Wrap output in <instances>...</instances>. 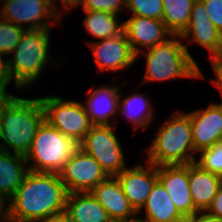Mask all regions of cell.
<instances>
[{
    "label": "cell",
    "mask_w": 222,
    "mask_h": 222,
    "mask_svg": "<svg viewBox=\"0 0 222 222\" xmlns=\"http://www.w3.org/2000/svg\"><path fill=\"white\" fill-rule=\"evenodd\" d=\"M61 1V4L64 6V8L66 7L65 10L70 9V8H74V6L80 1V0H59ZM55 2H57L55 0ZM70 7V8H69Z\"/></svg>",
    "instance_id": "obj_38"
},
{
    "label": "cell",
    "mask_w": 222,
    "mask_h": 222,
    "mask_svg": "<svg viewBox=\"0 0 222 222\" xmlns=\"http://www.w3.org/2000/svg\"><path fill=\"white\" fill-rule=\"evenodd\" d=\"M185 222H222V220L208 214L206 211H204V213L199 211L194 216L185 218Z\"/></svg>",
    "instance_id": "obj_32"
},
{
    "label": "cell",
    "mask_w": 222,
    "mask_h": 222,
    "mask_svg": "<svg viewBox=\"0 0 222 222\" xmlns=\"http://www.w3.org/2000/svg\"><path fill=\"white\" fill-rule=\"evenodd\" d=\"M25 30H27L26 27L2 20L0 22V55L12 54Z\"/></svg>",
    "instance_id": "obj_26"
},
{
    "label": "cell",
    "mask_w": 222,
    "mask_h": 222,
    "mask_svg": "<svg viewBox=\"0 0 222 222\" xmlns=\"http://www.w3.org/2000/svg\"><path fill=\"white\" fill-rule=\"evenodd\" d=\"M199 152L200 159L195 163L202 169L222 177V141Z\"/></svg>",
    "instance_id": "obj_27"
},
{
    "label": "cell",
    "mask_w": 222,
    "mask_h": 222,
    "mask_svg": "<svg viewBox=\"0 0 222 222\" xmlns=\"http://www.w3.org/2000/svg\"><path fill=\"white\" fill-rule=\"evenodd\" d=\"M4 202L0 199V216H1V218H3V219H1L2 220V222H6V209H4V208H6L5 206H4Z\"/></svg>",
    "instance_id": "obj_39"
},
{
    "label": "cell",
    "mask_w": 222,
    "mask_h": 222,
    "mask_svg": "<svg viewBox=\"0 0 222 222\" xmlns=\"http://www.w3.org/2000/svg\"><path fill=\"white\" fill-rule=\"evenodd\" d=\"M112 127L93 125L79 143V147L92 156L108 176H116L126 168L120 143Z\"/></svg>",
    "instance_id": "obj_8"
},
{
    "label": "cell",
    "mask_w": 222,
    "mask_h": 222,
    "mask_svg": "<svg viewBox=\"0 0 222 222\" xmlns=\"http://www.w3.org/2000/svg\"><path fill=\"white\" fill-rule=\"evenodd\" d=\"M157 176L175 208L184 218L192 217L199 212L194 206L190 192L188 164L158 166Z\"/></svg>",
    "instance_id": "obj_11"
},
{
    "label": "cell",
    "mask_w": 222,
    "mask_h": 222,
    "mask_svg": "<svg viewBox=\"0 0 222 222\" xmlns=\"http://www.w3.org/2000/svg\"><path fill=\"white\" fill-rule=\"evenodd\" d=\"M124 32L136 57L142 53L138 46L153 47L166 42L167 36L173 34L167 29L165 23L159 19L142 16H132L123 22Z\"/></svg>",
    "instance_id": "obj_14"
},
{
    "label": "cell",
    "mask_w": 222,
    "mask_h": 222,
    "mask_svg": "<svg viewBox=\"0 0 222 222\" xmlns=\"http://www.w3.org/2000/svg\"><path fill=\"white\" fill-rule=\"evenodd\" d=\"M45 121V112L40 98L15 97L0 118V150L26 156L39 127Z\"/></svg>",
    "instance_id": "obj_2"
},
{
    "label": "cell",
    "mask_w": 222,
    "mask_h": 222,
    "mask_svg": "<svg viewBox=\"0 0 222 222\" xmlns=\"http://www.w3.org/2000/svg\"><path fill=\"white\" fill-rule=\"evenodd\" d=\"M210 60L217 75V80H212V83L219 88L222 94V63L215 56H210Z\"/></svg>",
    "instance_id": "obj_33"
},
{
    "label": "cell",
    "mask_w": 222,
    "mask_h": 222,
    "mask_svg": "<svg viewBox=\"0 0 222 222\" xmlns=\"http://www.w3.org/2000/svg\"><path fill=\"white\" fill-rule=\"evenodd\" d=\"M145 207L146 218L143 222H185V218L177 211L174 203L163 185L157 180L143 205Z\"/></svg>",
    "instance_id": "obj_22"
},
{
    "label": "cell",
    "mask_w": 222,
    "mask_h": 222,
    "mask_svg": "<svg viewBox=\"0 0 222 222\" xmlns=\"http://www.w3.org/2000/svg\"><path fill=\"white\" fill-rule=\"evenodd\" d=\"M119 86L100 87L89 94L87 106L84 105L85 111L93 125H110L109 117L116 115L118 110Z\"/></svg>",
    "instance_id": "obj_21"
},
{
    "label": "cell",
    "mask_w": 222,
    "mask_h": 222,
    "mask_svg": "<svg viewBox=\"0 0 222 222\" xmlns=\"http://www.w3.org/2000/svg\"><path fill=\"white\" fill-rule=\"evenodd\" d=\"M50 29L25 30L7 61L10 80L14 79L18 89L35 82L49 58Z\"/></svg>",
    "instance_id": "obj_5"
},
{
    "label": "cell",
    "mask_w": 222,
    "mask_h": 222,
    "mask_svg": "<svg viewBox=\"0 0 222 222\" xmlns=\"http://www.w3.org/2000/svg\"><path fill=\"white\" fill-rule=\"evenodd\" d=\"M3 2H4V4L6 3V2H8V1H10V0H2Z\"/></svg>",
    "instance_id": "obj_41"
},
{
    "label": "cell",
    "mask_w": 222,
    "mask_h": 222,
    "mask_svg": "<svg viewBox=\"0 0 222 222\" xmlns=\"http://www.w3.org/2000/svg\"><path fill=\"white\" fill-rule=\"evenodd\" d=\"M67 190L58 173L29 171L8 200L6 222H36L65 211Z\"/></svg>",
    "instance_id": "obj_1"
},
{
    "label": "cell",
    "mask_w": 222,
    "mask_h": 222,
    "mask_svg": "<svg viewBox=\"0 0 222 222\" xmlns=\"http://www.w3.org/2000/svg\"><path fill=\"white\" fill-rule=\"evenodd\" d=\"M177 35L166 42L148 48L146 53V72L144 82L166 81L174 78H202L188 47L178 41Z\"/></svg>",
    "instance_id": "obj_4"
},
{
    "label": "cell",
    "mask_w": 222,
    "mask_h": 222,
    "mask_svg": "<svg viewBox=\"0 0 222 222\" xmlns=\"http://www.w3.org/2000/svg\"><path fill=\"white\" fill-rule=\"evenodd\" d=\"M126 6L135 16L162 20L163 0H126Z\"/></svg>",
    "instance_id": "obj_28"
},
{
    "label": "cell",
    "mask_w": 222,
    "mask_h": 222,
    "mask_svg": "<svg viewBox=\"0 0 222 222\" xmlns=\"http://www.w3.org/2000/svg\"><path fill=\"white\" fill-rule=\"evenodd\" d=\"M10 82V77L7 71V61H4L0 55V87L7 86Z\"/></svg>",
    "instance_id": "obj_35"
},
{
    "label": "cell",
    "mask_w": 222,
    "mask_h": 222,
    "mask_svg": "<svg viewBox=\"0 0 222 222\" xmlns=\"http://www.w3.org/2000/svg\"><path fill=\"white\" fill-rule=\"evenodd\" d=\"M91 193L107 211L109 218H129L138 213L130 205L116 176H108Z\"/></svg>",
    "instance_id": "obj_17"
},
{
    "label": "cell",
    "mask_w": 222,
    "mask_h": 222,
    "mask_svg": "<svg viewBox=\"0 0 222 222\" xmlns=\"http://www.w3.org/2000/svg\"><path fill=\"white\" fill-rule=\"evenodd\" d=\"M190 122L196 152L222 141V107L219 104L190 112Z\"/></svg>",
    "instance_id": "obj_15"
},
{
    "label": "cell",
    "mask_w": 222,
    "mask_h": 222,
    "mask_svg": "<svg viewBox=\"0 0 222 222\" xmlns=\"http://www.w3.org/2000/svg\"><path fill=\"white\" fill-rule=\"evenodd\" d=\"M2 7L3 20L20 27H24L22 23H30L27 30L50 29L48 19L55 21L59 17L55 0H10Z\"/></svg>",
    "instance_id": "obj_10"
},
{
    "label": "cell",
    "mask_w": 222,
    "mask_h": 222,
    "mask_svg": "<svg viewBox=\"0 0 222 222\" xmlns=\"http://www.w3.org/2000/svg\"><path fill=\"white\" fill-rule=\"evenodd\" d=\"M188 173L194 206L198 211L204 212L222 185V177L202 169L195 162L188 164Z\"/></svg>",
    "instance_id": "obj_18"
},
{
    "label": "cell",
    "mask_w": 222,
    "mask_h": 222,
    "mask_svg": "<svg viewBox=\"0 0 222 222\" xmlns=\"http://www.w3.org/2000/svg\"><path fill=\"white\" fill-rule=\"evenodd\" d=\"M79 148V143L75 139L65 136L44 121L32 140L25 160L27 164L31 159L34 160L28 167L29 171L59 174Z\"/></svg>",
    "instance_id": "obj_6"
},
{
    "label": "cell",
    "mask_w": 222,
    "mask_h": 222,
    "mask_svg": "<svg viewBox=\"0 0 222 222\" xmlns=\"http://www.w3.org/2000/svg\"><path fill=\"white\" fill-rule=\"evenodd\" d=\"M148 168L137 165L134 168H125L116 177L130 205L138 213L145 204L152 187L158 180L157 166L147 162Z\"/></svg>",
    "instance_id": "obj_13"
},
{
    "label": "cell",
    "mask_w": 222,
    "mask_h": 222,
    "mask_svg": "<svg viewBox=\"0 0 222 222\" xmlns=\"http://www.w3.org/2000/svg\"><path fill=\"white\" fill-rule=\"evenodd\" d=\"M206 212L222 220V185L218 188L217 193Z\"/></svg>",
    "instance_id": "obj_31"
},
{
    "label": "cell",
    "mask_w": 222,
    "mask_h": 222,
    "mask_svg": "<svg viewBox=\"0 0 222 222\" xmlns=\"http://www.w3.org/2000/svg\"><path fill=\"white\" fill-rule=\"evenodd\" d=\"M190 152V153H189ZM190 113L177 112L159 128L149 148L147 162L155 165H186L195 162Z\"/></svg>",
    "instance_id": "obj_3"
},
{
    "label": "cell",
    "mask_w": 222,
    "mask_h": 222,
    "mask_svg": "<svg viewBox=\"0 0 222 222\" xmlns=\"http://www.w3.org/2000/svg\"><path fill=\"white\" fill-rule=\"evenodd\" d=\"M36 222H70V221L66 212L63 211L58 214L49 215L45 217L44 219L37 220Z\"/></svg>",
    "instance_id": "obj_36"
},
{
    "label": "cell",
    "mask_w": 222,
    "mask_h": 222,
    "mask_svg": "<svg viewBox=\"0 0 222 222\" xmlns=\"http://www.w3.org/2000/svg\"><path fill=\"white\" fill-rule=\"evenodd\" d=\"M147 99L148 97L145 98L142 94L136 93L125 97V99L121 102L119 98L118 110L125 116L127 115L129 122L132 121L136 127L138 126L137 128L142 127L145 129L149 122H151L152 115H154V112L151 110L153 107L150 106L151 103H149L150 101Z\"/></svg>",
    "instance_id": "obj_25"
},
{
    "label": "cell",
    "mask_w": 222,
    "mask_h": 222,
    "mask_svg": "<svg viewBox=\"0 0 222 222\" xmlns=\"http://www.w3.org/2000/svg\"><path fill=\"white\" fill-rule=\"evenodd\" d=\"M199 43L211 52V56H215L222 46V35L213 25L204 4L200 0H196L193 4L190 14L189 23L186 29L179 35L184 39H189Z\"/></svg>",
    "instance_id": "obj_16"
},
{
    "label": "cell",
    "mask_w": 222,
    "mask_h": 222,
    "mask_svg": "<svg viewBox=\"0 0 222 222\" xmlns=\"http://www.w3.org/2000/svg\"><path fill=\"white\" fill-rule=\"evenodd\" d=\"M40 100L45 112V121L65 136L80 143L91 130L93 124L85 111L84 104L70 100L63 101L58 96H47Z\"/></svg>",
    "instance_id": "obj_7"
},
{
    "label": "cell",
    "mask_w": 222,
    "mask_h": 222,
    "mask_svg": "<svg viewBox=\"0 0 222 222\" xmlns=\"http://www.w3.org/2000/svg\"><path fill=\"white\" fill-rule=\"evenodd\" d=\"M215 57L222 63V46L220 47L219 52L215 55Z\"/></svg>",
    "instance_id": "obj_40"
},
{
    "label": "cell",
    "mask_w": 222,
    "mask_h": 222,
    "mask_svg": "<svg viewBox=\"0 0 222 222\" xmlns=\"http://www.w3.org/2000/svg\"><path fill=\"white\" fill-rule=\"evenodd\" d=\"M7 86H1L0 87V118L2 114L4 113V110L6 107L13 101L15 96L10 95L6 91Z\"/></svg>",
    "instance_id": "obj_34"
},
{
    "label": "cell",
    "mask_w": 222,
    "mask_h": 222,
    "mask_svg": "<svg viewBox=\"0 0 222 222\" xmlns=\"http://www.w3.org/2000/svg\"><path fill=\"white\" fill-rule=\"evenodd\" d=\"M65 212L70 222H107L110 219L91 192L68 193Z\"/></svg>",
    "instance_id": "obj_19"
},
{
    "label": "cell",
    "mask_w": 222,
    "mask_h": 222,
    "mask_svg": "<svg viewBox=\"0 0 222 222\" xmlns=\"http://www.w3.org/2000/svg\"><path fill=\"white\" fill-rule=\"evenodd\" d=\"M24 164V156L0 150V199L4 203L17 192L29 172Z\"/></svg>",
    "instance_id": "obj_20"
},
{
    "label": "cell",
    "mask_w": 222,
    "mask_h": 222,
    "mask_svg": "<svg viewBox=\"0 0 222 222\" xmlns=\"http://www.w3.org/2000/svg\"><path fill=\"white\" fill-rule=\"evenodd\" d=\"M88 15L84 19V26L89 34L99 39L118 36L124 30V24L118 23L116 14L107 11L84 10Z\"/></svg>",
    "instance_id": "obj_23"
},
{
    "label": "cell",
    "mask_w": 222,
    "mask_h": 222,
    "mask_svg": "<svg viewBox=\"0 0 222 222\" xmlns=\"http://www.w3.org/2000/svg\"><path fill=\"white\" fill-rule=\"evenodd\" d=\"M196 0H163L162 21L167 29L179 36L187 27Z\"/></svg>",
    "instance_id": "obj_24"
},
{
    "label": "cell",
    "mask_w": 222,
    "mask_h": 222,
    "mask_svg": "<svg viewBox=\"0 0 222 222\" xmlns=\"http://www.w3.org/2000/svg\"><path fill=\"white\" fill-rule=\"evenodd\" d=\"M107 222H143L140 218H134L129 217V218H110Z\"/></svg>",
    "instance_id": "obj_37"
},
{
    "label": "cell",
    "mask_w": 222,
    "mask_h": 222,
    "mask_svg": "<svg viewBox=\"0 0 222 222\" xmlns=\"http://www.w3.org/2000/svg\"><path fill=\"white\" fill-rule=\"evenodd\" d=\"M68 193L91 192L108 175L99 163L79 148L59 172Z\"/></svg>",
    "instance_id": "obj_9"
},
{
    "label": "cell",
    "mask_w": 222,
    "mask_h": 222,
    "mask_svg": "<svg viewBox=\"0 0 222 222\" xmlns=\"http://www.w3.org/2000/svg\"><path fill=\"white\" fill-rule=\"evenodd\" d=\"M88 45L100 71L127 69L137 58L124 31L118 36L90 42Z\"/></svg>",
    "instance_id": "obj_12"
},
{
    "label": "cell",
    "mask_w": 222,
    "mask_h": 222,
    "mask_svg": "<svg viewBox=\"0 0 222 222\" xmlns=\"http://www.w3.org/2000/svg\"><path fill=\"white\" fill-rule=\"evenodd\" d=\"M83 5V10L107 11L116 14L126 6V0H80L76 5Z\"/></svg>",
    "instance_id": "obj_29"
},
{
    "label": "cell",
    "mask_w": 222,
    "mask_h": 222,
    "mask_svg": "<svg viewBox=\"0 0 222 222\" xmlns=\"http://www.w3.org/2000/svg\"><path fill=\"white\" fill-rule=\"evenodd\" d=\"M213 22V25L222 35V0H200Z\"/></svg>",
    "instance_id": "obj_30"
}]
</instances>
